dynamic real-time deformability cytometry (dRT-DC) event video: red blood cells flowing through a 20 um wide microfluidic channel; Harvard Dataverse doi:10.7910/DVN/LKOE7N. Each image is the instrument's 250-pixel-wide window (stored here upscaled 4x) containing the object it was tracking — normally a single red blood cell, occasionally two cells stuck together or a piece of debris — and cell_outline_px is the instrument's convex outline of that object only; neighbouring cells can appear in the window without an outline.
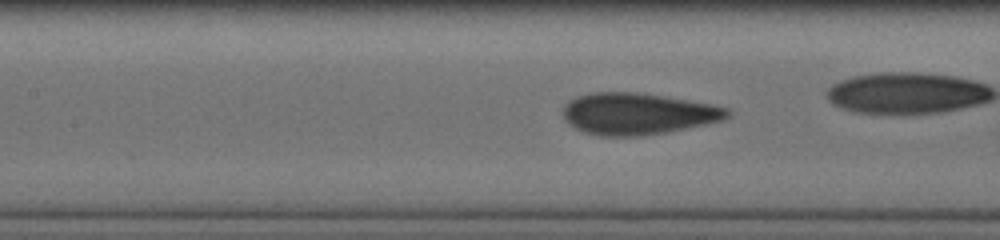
{"species": "human", "species_latin": "Homo sapiens", "temperature_condition": "cold", "stored_images_in_passage": 27, "camera_frame_rate_fps": 3000, "um_per_image_px": 0.085, "donor": {"sex": "male"}, "frame": {"image": 1, "passage_image": 8, "time_ms": 2.333, "image_size_px": [1000, 240], "cell_outline_px": [[732, 112], [724, 120], [668, 132], [640, 136], [600, 136], [584, 132], [568, 124], [564, 120], [564, 104], [576, 96], [592, 92], [636, 92], [712, 104], [728, 108]], "centroid_in_image_um": [54.19, 9.67], "position_along_channel_um": 153.2, "area_um2": 39.88}}